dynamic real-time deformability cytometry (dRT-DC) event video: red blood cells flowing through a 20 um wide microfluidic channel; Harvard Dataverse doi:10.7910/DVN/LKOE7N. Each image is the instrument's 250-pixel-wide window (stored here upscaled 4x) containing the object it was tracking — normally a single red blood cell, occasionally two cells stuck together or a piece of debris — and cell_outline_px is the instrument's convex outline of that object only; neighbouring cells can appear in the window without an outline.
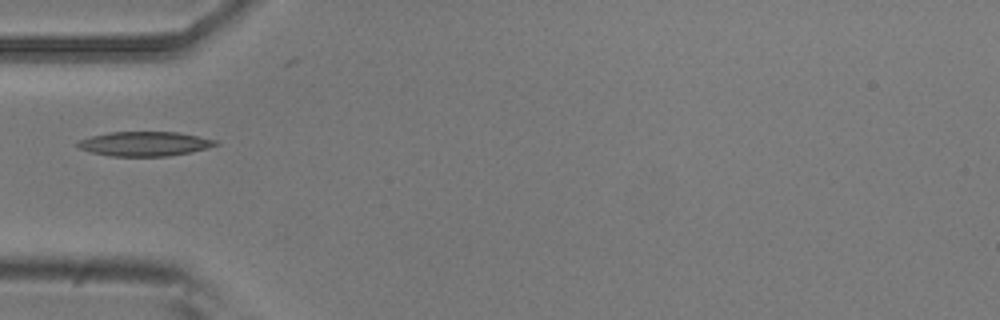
{"species": "common noctule bat (a hibernating species)", "species_latin": "Nyctalus noctula", "temperature_condition": "room temperature", "stored_images_in_passage": 5, "camera_frame_rate_fps": 3000, "um_per_image_px": 0.085, "animal": {"sex": "male", "body_mass_g": 20.5, "forearm_length_mm": 52.5}, "frame": {"image": 1, "passage_image": 5, "time_ms": 1.333, "image_size_px": [1000, 320], "cell_outline_px": [[220, 144], [208, 148], [168, 156], [112, 156], [92, 152], [80, 148], [76, 144], [80, 140], [92, 136], [108, 132], [176, 132], [220, 140]], "centroid_in_image_um": [12.35, 12.22], "position_along_channel_um": 72.6, "area_um2": 19.54}}